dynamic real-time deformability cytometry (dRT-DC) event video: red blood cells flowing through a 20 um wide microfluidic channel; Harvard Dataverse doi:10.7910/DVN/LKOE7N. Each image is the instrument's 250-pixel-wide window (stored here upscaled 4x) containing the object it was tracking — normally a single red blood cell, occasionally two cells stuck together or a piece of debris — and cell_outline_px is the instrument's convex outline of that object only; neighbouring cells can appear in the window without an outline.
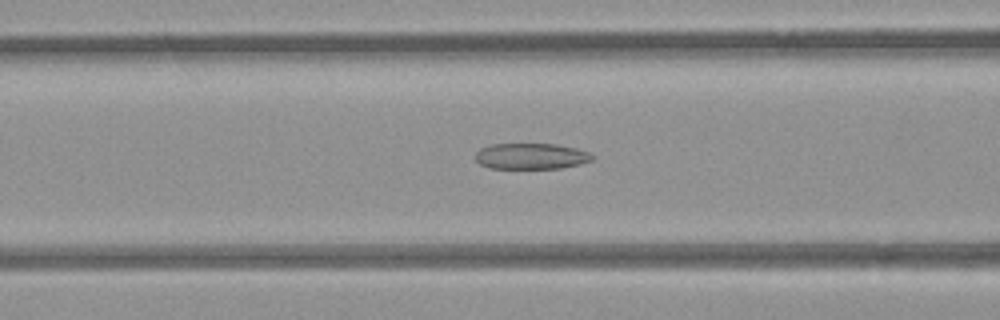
{"species": "common noctule bat (a hibernating species)", "species_latin": "Nyctalus noctula", "temperature_condition": "room temperature", "stored_images_in_passage": 52, "camera_frame_rate_fps": 3000, "um_per_image_px": 0.085, "animal": {"sex": "female", "body_mass_g": 21.9}, "frame": {"image": 1, "passage_image": 20, "time_ms": 6.333, "image_size_px": [1000, 320], "cell_outline_px": [[596, 156], [592, 160], [580, 164], [560, 168], [488, 168], [480, 164], [472, 156], [480, 148], [488, 144], [556, 144], [576, 148], [588, 152]], "centroid_in_image_um": [45.11, 13.27], "position_along_channel_um": 121.5, "area_um2": 17.86}}
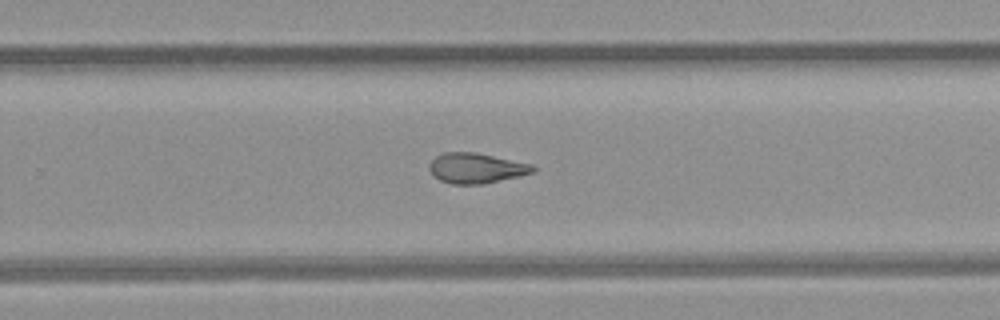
{"frame": {"image": 2, "passage_image": 33, "time_ms": 10.667, "image_size_px": [1000, 320], "cell_outline_px": [[536, 172], [520, 176], [484, 184], [452, 184], [440, 180], [432, 176], [428, 168], [428, 164], [436, 156], [444, 152], [476, 152], [532, 164], [536, 168]], "centroid_in_image_um": [40.47, 14.29], "position_along_channel_um": 289.3, "area_um2": 18.5}}
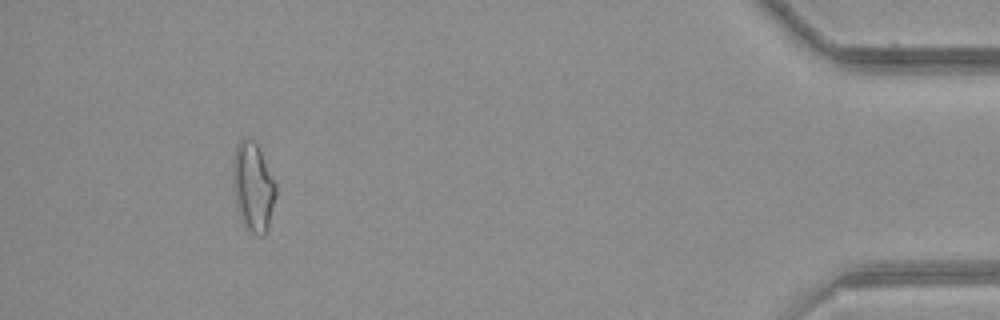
{"frame": {"image": 3, "passage_image": 48, "time_ms": 15.667, "image_size_px": [1000, 320], "cell_outline_px": [[276, 196], [268, 228], [264, 236], [260, 236], [252, 232], [244, 224], [240, 216], [236, 204], [232, 184], [232, 164], [236, 144], [244, 136], [252, 140], [256, 144], [276, 184]], "centroid_in_image_um": [21.49, 15.88], "position_along_channel_um": 413.7, "area_um2": 22.2}, "authors_computed_cell_mechanics": {"area_um2": 19.7676, "velocity_mm_per_s": 3.871, "shape_relaxation_time_tau1_ms": null, "shape_relaxation_time_tau2_ms": 2.9746, "deformation_change_tau1": null, "deformation_change_tau2": 0.1068}}